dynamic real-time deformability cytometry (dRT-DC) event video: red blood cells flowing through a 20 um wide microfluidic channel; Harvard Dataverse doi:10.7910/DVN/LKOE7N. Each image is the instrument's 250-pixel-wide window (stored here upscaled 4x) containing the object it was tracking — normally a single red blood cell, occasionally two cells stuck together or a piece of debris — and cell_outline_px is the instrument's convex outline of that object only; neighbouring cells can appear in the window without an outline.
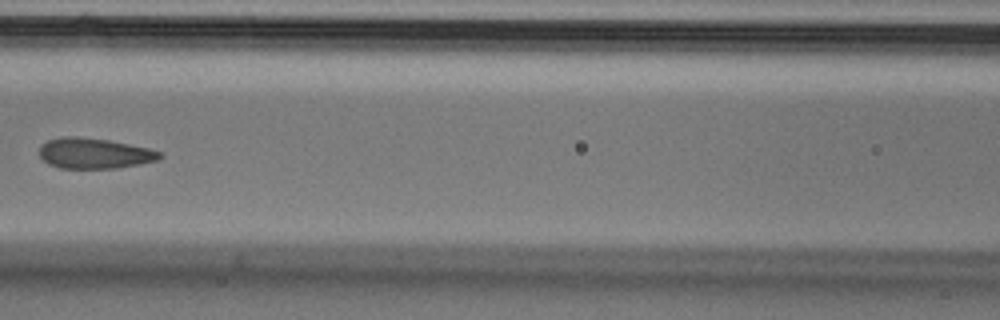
{"species": "Egyptian fruit bat (a non-hibernating species)", "species_latin": "Rousettus aegyptiacus", "temperature_condition": "cold", "stored_images_in_passage": 7, "camera_frame_rate_fps": 3000, "um_per_image_px": 0.085, "animal": {"sex": "male"}, "frame": {"image": 1, "passage_image": 6, "time_ms": 1.667, "image_size_px": [1000, 320], "cell_outline_px": [[164, 156], [160, 160], [140, 164], [116, 168], [60, 168], [48, 164], [40, 156], [40, 144], [48, 140], [64, 136], [76, 136], [108, 140], [148, 148], [160, 152]], "centroid_in_image_um": [8.02, 13.03], "position_along_channel_um": 158.6, "area_um2": 21.44}}
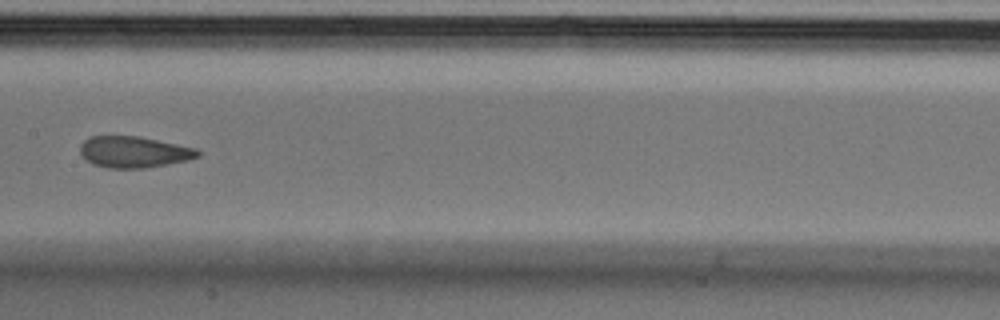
{"frame": {"image": 2, "passage_image": 7, "time_ms": 2.0, "image_size_px": [1000, 320], "cell_outline_px": [[200, 156], [188, 160], [168, 164], [144, 168], [108, 168], [92, 164], [80, 152], [80, 144], [84, 140], [92, 136], [136, 136], [196, 148], [200, 152]], "centroid_in_image_um": [11.38, 12.92], "position_along_channel_um": 196.0, "area_um2": 21.27}}